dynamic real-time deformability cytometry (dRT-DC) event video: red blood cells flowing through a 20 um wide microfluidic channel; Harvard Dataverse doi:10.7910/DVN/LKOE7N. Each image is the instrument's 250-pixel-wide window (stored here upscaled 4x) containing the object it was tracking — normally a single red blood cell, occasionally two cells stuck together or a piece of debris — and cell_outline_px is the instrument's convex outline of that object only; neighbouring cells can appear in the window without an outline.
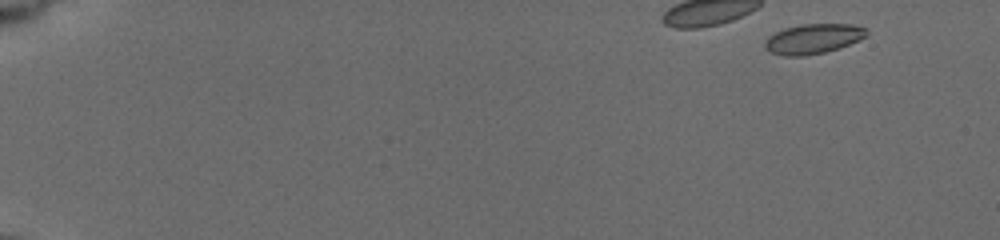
{"species": "common noctule bat (a hibernating species)", "species_latin": "Nyctalus noctula", "temperature_condition": "cold", "stored_images_in_passage": 23, "camera_frame_rate_fps": 3000, "um_per_image_px": 0.085, "animal": {"sex": "female", "body_mass_g": 19.5, "forearm_length_mm": 54.1}, "frame": {"image": 1, "passage_image": 4, "time_ms": 0.667, "image_size_px": [1000, 240], "cell_outline_px": [[868, 36], [860, 40], [840, 48], [824, 52], [804, 56], [784, 56], [768, 52], [764, 48], [764, 44], [768, 36], [784, 28], [800, 24], [852, 24], [868, 28]], "centroid_in_image_um": [69.14, 3.3], "position_along_channel_um": 15.9, "area_um2": 18.03}}